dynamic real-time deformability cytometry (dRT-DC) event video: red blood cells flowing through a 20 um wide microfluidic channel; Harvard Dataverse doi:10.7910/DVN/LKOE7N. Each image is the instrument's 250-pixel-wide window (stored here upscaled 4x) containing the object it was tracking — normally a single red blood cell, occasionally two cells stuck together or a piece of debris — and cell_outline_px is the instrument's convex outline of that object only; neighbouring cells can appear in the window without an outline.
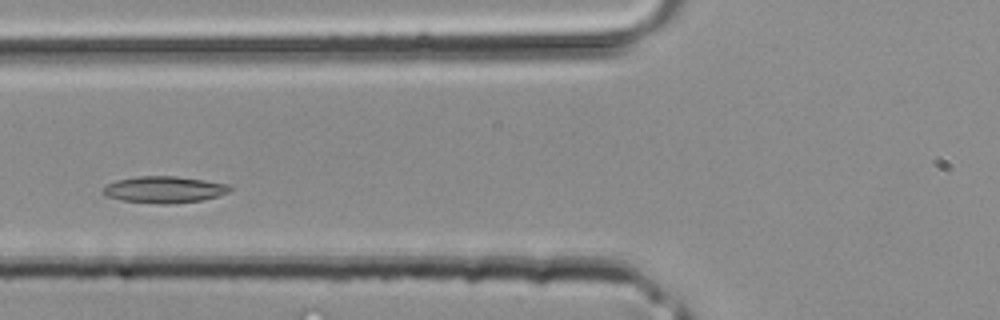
{"species": "common noctule bat (a hibernating species)", "species_latin": "Nyctalus noctula", "temperature_condition": "room temperature", "stored_images_in_passage": 34, "camera_frame_rate_fps": 3000, "um_per_image_px": 0.085, "animal": {"sex": "male", "body_mass_g": 20.4}, "frame": {"image": 1, "passage_image": 9, "time_ms": 2.667, "image_size_px": [1000, 320], "cell_outline_px": [[232, 188], [228, 192], [216, 196], [200, 200], [168, 204], [160, 204], [120, 200], [108, 196], [100, 192], [104, 184], [116, 180], [140, 176], [176, 176], [204, 180], [228, 184]], "centroid_in_image_um": [13.89, 16.11], "position_along_channel_um": 111.9, "area_um2": 19.65}}
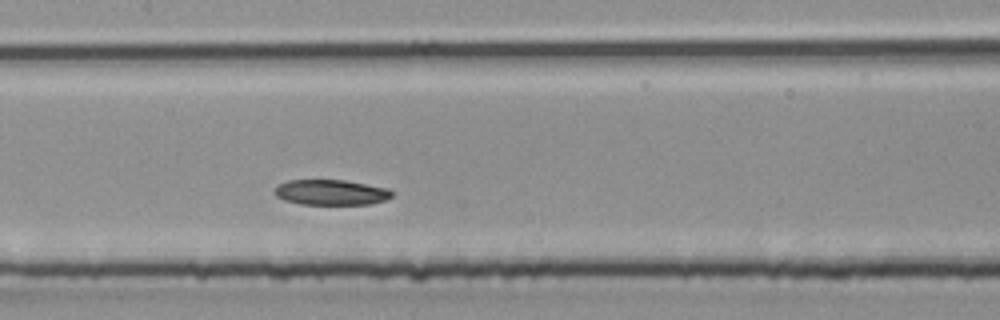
{"frame": {"image": 2, "passage_image": 13, "time_ms": 4.0, "image_size_px": [1000, 320], "cell_outline_px": [[396, 192], [392, 196], [384, 200], [368, 204], [300, 204], [284, 200], [276, 196], [276, 188], [280, 184], [288, 180], [344, 180], [388, 188]], "centroid_in_image_um": [28.17, 16.35], "position_along_channel_um": 179.2, "area_um2": 17.22}}
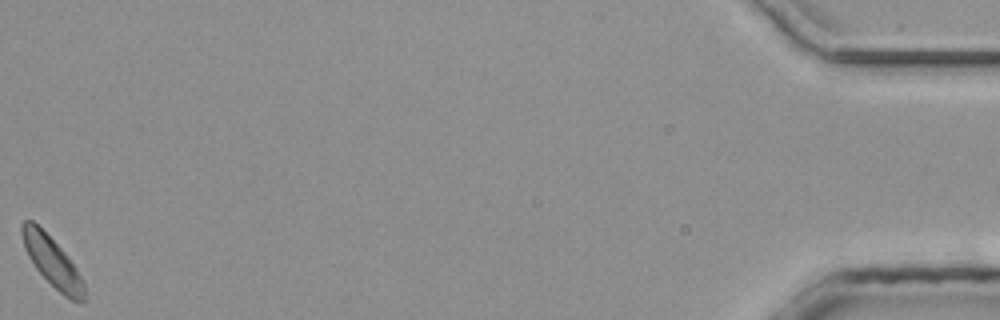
{"frame": {"image": 3, "passage_image": 34, "time_ms": 11.0, "image_size_px": [1000, 320], "cell_outline_px": [[84, 300], [72, 300], [64, 296], [36, 268], [28, 256], [24, 248], [20, 232], [20, 224], [24, 220], [32, 220], [64, 252], [76, 268], [84, 280]], "centroid_in_image_um": [4.4, 22.21], "position_along_channel_um": 430.8, "area_um2": 17.57}}